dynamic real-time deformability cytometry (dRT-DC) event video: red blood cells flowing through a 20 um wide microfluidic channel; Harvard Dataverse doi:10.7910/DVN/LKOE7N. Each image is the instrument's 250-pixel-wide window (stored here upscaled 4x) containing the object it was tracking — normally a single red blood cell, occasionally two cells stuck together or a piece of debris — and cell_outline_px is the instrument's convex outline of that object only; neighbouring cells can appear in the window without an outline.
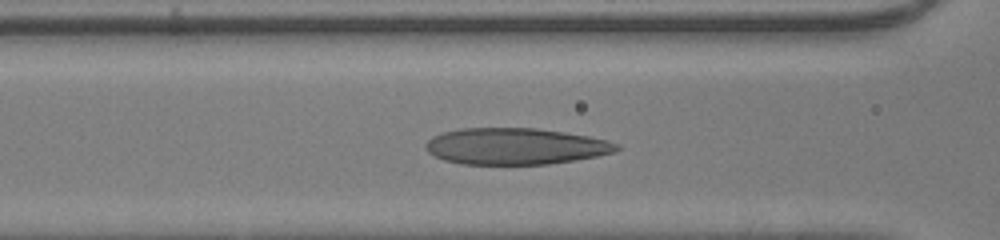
{"species": "human", "species_latin": "Homo sapiens", "temperature_condition": "room temperature", "stored_images_in_passage": 46, "camera_frame_rate_fps": 3000, "um_per_image_px": 0.085, "donor": {"sex": "male"}, "frame": {"image": 1, "passage_image": 25, "time_ms": 8.0, "image_size_px": [1000, 240], "cell_outline_px": [[620, 148], [612, 152], [596, 156], [548, 164], [464, 164], [444, 160], [428, 152], [424, 148], [424, 144], [432, 136], [444, 132], [460, 128], [536, 128], [564, 132], [588, 136], [608, 140], [616, 144]], "centroid_in_image_um": [43.76, 12.43], "position_along_channel_um": 122.8, "area_um2": 40.34}}
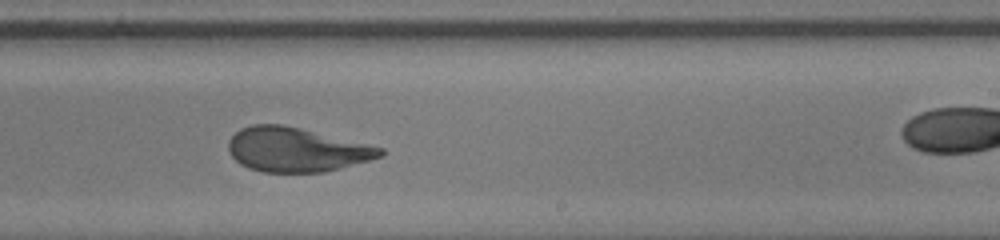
{"frame": {"image": 2, "passage_image": 35, "time_ms": 11.333, "image_size_px": [1000, 240], "cell_outline_px": [[384, 152], [380, 156], [368, 160], [324, 172], [264, 172], [248, 168], [240, 164], [232, 156], [228, 148], [228, 140], [240, 128], [252, 124], [280, 124], [300, 128], [384, 148]], "centroid_in_image_um": [25.14, 12.71], "position_along_channel_um": 263.9, "area_um2": 38.78}}
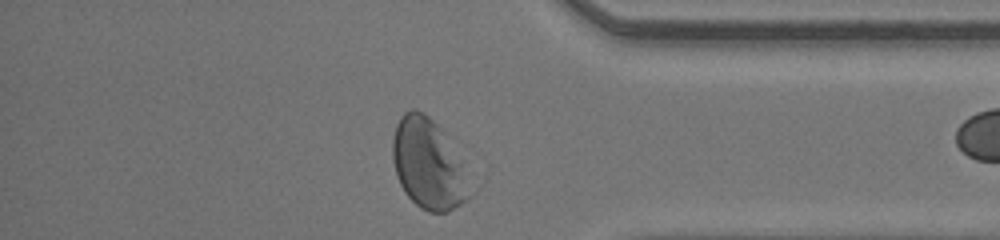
{"frame": {"image": 3, "passage_image": 45, "time_ms": 14.667, "image_size_px": [1000, 240], "cell_outline_px": [[468, 196], [460, 204], [448, 212], [428, 212], [420, 208], [404, 192], [396, 176], [392, 160], [392, 140], [396, 124], [400, 116], [404, 112], [412, 108], [428, 116], [440, 128], [460, 164]], "centroid_in_image_um": [36.27, 13.94], "position_along_channel_um": 398.9, "area_um2": 39.02}}